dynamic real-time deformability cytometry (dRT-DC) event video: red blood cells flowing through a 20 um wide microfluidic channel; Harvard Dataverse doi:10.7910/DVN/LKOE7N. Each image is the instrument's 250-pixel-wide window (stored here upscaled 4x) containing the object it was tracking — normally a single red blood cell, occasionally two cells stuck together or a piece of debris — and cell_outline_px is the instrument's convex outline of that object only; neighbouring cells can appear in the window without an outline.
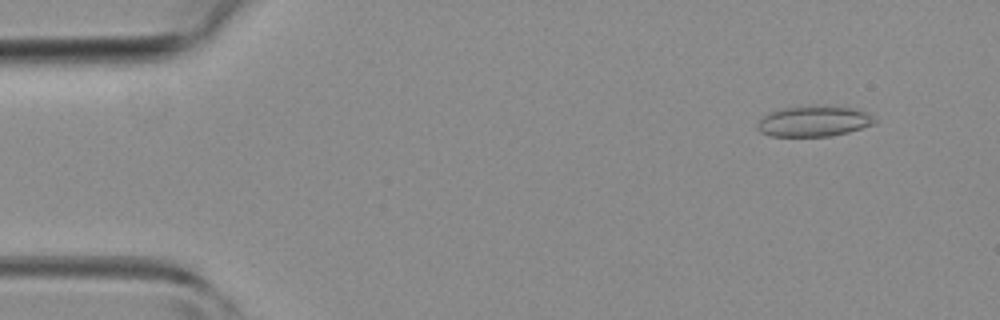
{"species": "common noctule bat (a hibernating species)", "species_latin": "Nyctalus noctula", "temperature_condition": "room temperature", "stored_images_in_passage": 3, "camera_frame_rate_fps": 3000, "um_per_image_px": 0.085, "animal": {"sex": "female", "body_mass_g": 19.3, "forearm_length_mm": 54.1}, "frame": {"image": 1, "passage_image": 1, "time_ms": 0.0, "image_size_px": [1000, 320], "cell_outline_px": [[876, 124], [848, 132], [828, 136], [768, 136], [760, 132], [756, 128], [756, 124], [768, 112], [784, 108], [816, 104], [824, 104], [856, 108], [868, 112], [876, 120]], "centroid_in_image_um": [69.2, 10.28], "position_along_channel_um": 15.8, "area_um2": 21.5}}